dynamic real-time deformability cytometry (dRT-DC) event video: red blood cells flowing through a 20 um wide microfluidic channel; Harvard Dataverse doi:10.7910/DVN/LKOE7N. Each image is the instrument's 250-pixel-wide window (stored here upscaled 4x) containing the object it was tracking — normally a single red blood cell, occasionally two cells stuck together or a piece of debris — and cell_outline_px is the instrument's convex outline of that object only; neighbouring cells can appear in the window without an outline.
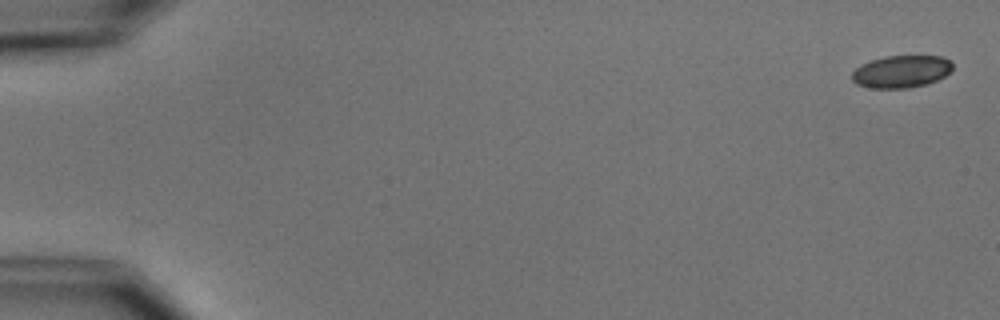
{"species": "common noctule bat (a hibernating species)", "species_latin": "Nyctalus noctula", "temperature_condition": "cold", "stored_images_in_passage": 4, "camera_frame_rate_fps": 3000, "um_per_image_px": 0.085, "animal": {"sex": "male", "body_mass_g": 15.6}, "frame": {"image": 1, "passage_image": 1, "time_ms": 0.0, "image_size_px": [1000, 320], "cell_outline_px": [[952, 68], [944, 76], [936, 80], [924, 84], [908, 88], [872, 88], [856, 84], [852, 80], [852, 72], [856, 68], [872, 60], [884, 56], [940, 56], [948, 60], [952, 64]], "centroid_in_image_um": [76.58, 6.08], "position_along_channel_um": 8.4, "area_um2": 18.67}}
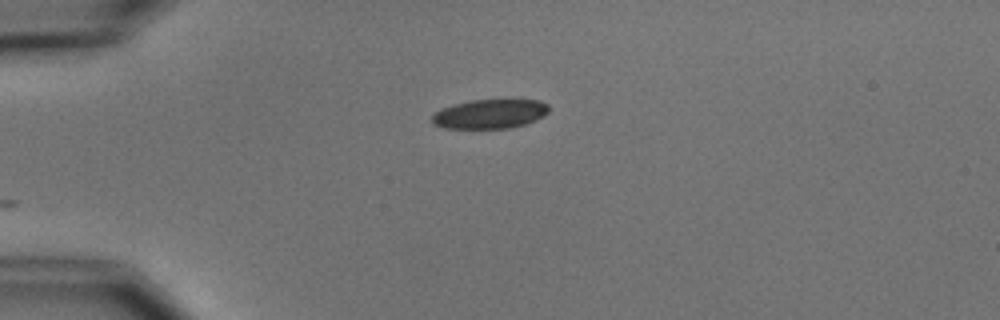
{"frame": {"image": 2, "passage_image": 4, "time_ms": 4.333, "image_size_px": [1000, 320], "cell_outline_px": [[548, 112], [544, 116], [536, 120], [524, 124], [508, 128], [444, 128], [432, 124], [432, 116], [440, 108], [452, 104], [472, 100], [540, 100], [548, 104]], "centroid_in_image_um": [41.62, 9.68], "position_along_channel_um": 43.4, "area_um2": 19.94}}